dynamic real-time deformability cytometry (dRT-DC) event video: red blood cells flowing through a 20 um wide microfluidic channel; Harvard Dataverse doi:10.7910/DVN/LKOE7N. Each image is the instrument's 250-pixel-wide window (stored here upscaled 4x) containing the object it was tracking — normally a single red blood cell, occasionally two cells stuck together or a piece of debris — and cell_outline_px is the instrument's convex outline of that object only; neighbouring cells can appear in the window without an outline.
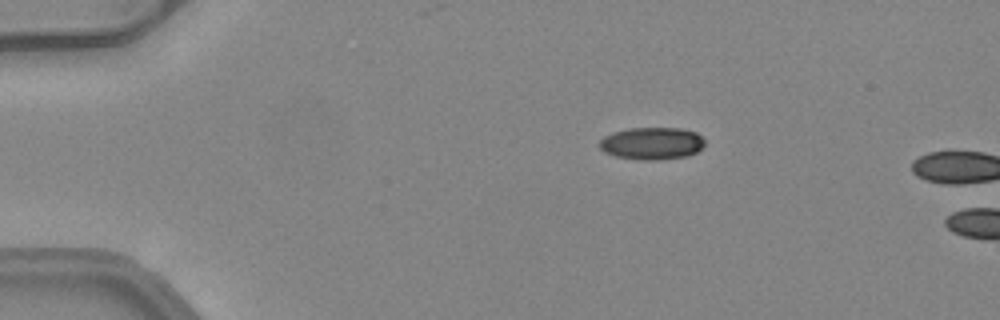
{"species": "common noctule bat (a hibernating species)", "species_latin": "Nyctalus noctula", "temperature_condition": "warm", "stored_images_in_passage": 3, "camera_frame_rate_fps": 3000, "um_per_image_px": 0.085, "animal": {"sex": "female", "body_mass_g": 24.6, "forearm_length_mm": 56.2}, "frame": {"image": 1, "passage_image": 1, "time_ms": 0.0, "image_size_px": [1000, 320], "cell_outline_px": [[704, 144], [696, 152], [684, 156], [656, 160], [644, 160], [616, 156], [604, 152], [596, 144], [604, 136], [612, 132], [628, 128], [680, 128], [696, 132], [704, 140]], "centroid_in_image_um": [55.36, 12.17], "position_along_channel_um": 29.6, "area_um2": 19.77}}